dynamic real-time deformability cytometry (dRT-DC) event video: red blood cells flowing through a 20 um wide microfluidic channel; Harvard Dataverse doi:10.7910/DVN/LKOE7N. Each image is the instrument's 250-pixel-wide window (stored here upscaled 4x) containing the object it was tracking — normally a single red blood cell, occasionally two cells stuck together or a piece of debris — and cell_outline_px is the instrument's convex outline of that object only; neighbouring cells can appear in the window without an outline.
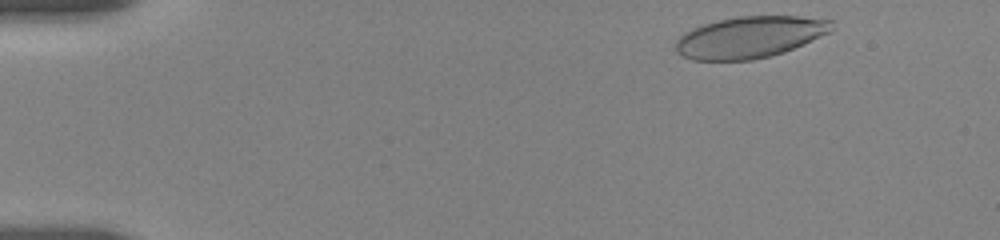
{"species": "human", "species_latin": "Homo sapiens", "temperature_condition": "room temperature", "stored_images_in_passage": 20, "camera_frame_rate_fps": 3000, "um_per_image_px": 0.085, "donor": {"sex": "female"}, "frame": {"image": 1, "passage_image": 3, "time_ms": 0.333, "image_size_px": [1000, 240], "cell_outline_px": [[832, 32], [804, 44], [784, 52], [752, 60], [692, 60], [676, 52], [676, 40], [684, 32], [692, 28], [704, 24], [720, 20], [740, 16], [796, 16], [832, 20]], "centroid_in_image_um": [63.74, 3.16], "position_along_channel_um": 21.3, "area_um2": 37.69}}
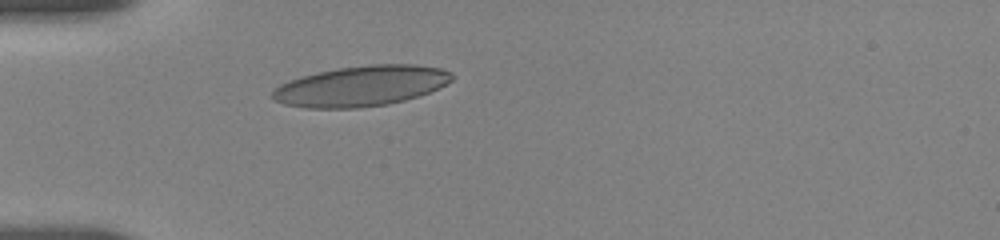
{"frame": {"image": 2, "passage_image": 17, "time_ms": 3.667, "image_size_px": [1000, 240], "cell_outline_px": [[452, 80], [448, 84], [420, 96], [388, 104], [360, 108], [304, 108], [284, 104], [272, 100], [272, 92], [280, 84], [316, 72], [340, 68], [372, 64], [416, 64], [440, 68], [452, 72]], "centroid_in_image_um": [30.72, 7.32], "position_along_channel_um": 54.3, "area_um2": 42.37}}